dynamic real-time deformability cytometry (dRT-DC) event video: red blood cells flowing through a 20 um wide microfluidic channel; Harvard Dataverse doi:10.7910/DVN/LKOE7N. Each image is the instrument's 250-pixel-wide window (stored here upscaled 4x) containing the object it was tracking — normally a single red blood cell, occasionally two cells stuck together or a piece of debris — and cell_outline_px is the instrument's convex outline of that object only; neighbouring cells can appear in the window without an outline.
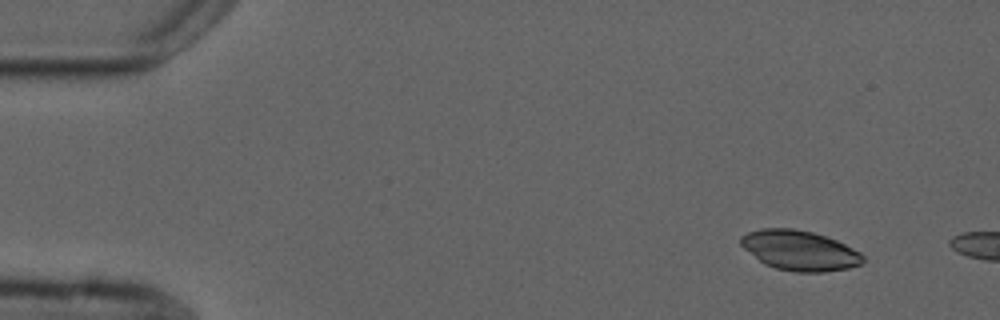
{"species": "common noctule bat (a hibernating species)", "species_latin": "Nyctalus noctula", "temperature_condition": "cold", "stored_images_in_passage": 3, "camera_frame_rate_fps": 3000, "um_per_image_px": 0.085, "animal": {"sex": "male", "forearm_length_mm": 52.5}, "frame": {"image": 1, "passage_image": 1, "time_ms": 0.0, "image_size_px": [1000, 320], "cell_outline_px": [[864, 260], [860, 264], [848, 268], [824, 272], [796, 272], [776, 268], [764, 264], [744, 248], [740, 244], [740, 236], [748, 232], [760, 228], [792, 228], [812, 232], [836, 240], [860, 252], [864, 256]], "centroid_in_image_um": [67.95, 21.28], "position_along_channel_um": 17.1, "area_um2": 28.32}}